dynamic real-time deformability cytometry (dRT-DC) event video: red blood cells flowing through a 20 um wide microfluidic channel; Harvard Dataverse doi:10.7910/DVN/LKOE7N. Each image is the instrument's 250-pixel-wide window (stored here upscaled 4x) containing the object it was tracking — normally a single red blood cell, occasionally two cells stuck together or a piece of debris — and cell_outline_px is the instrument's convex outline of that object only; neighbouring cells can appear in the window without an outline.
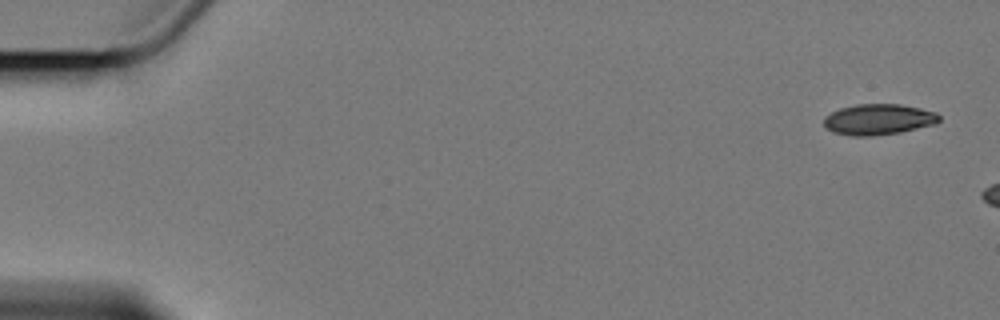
{"species": "Egyptian fruit bat (a non-hibernating species)", "species_latin": "Rousettus aegyptiacus", "temperature_condition": "cold", "stored_images_in_passage": 3, "camera_frame_rate_fps": 3000, "um_per_image_px": 0.085, "animal": {"sex": "female"}, "frame": {"image": 1, "passage_image": 1, "time_ms": 0.0, "image_size_px": [1000, 320], "cell_outline_px": [[940, 120], [936, 124], [900, 132], [868, 136], [852, 136], [832, 132], [824, 124], [824, 116], [840, 108], [856, 104], [900, 104], [920, 108], [936, 112], [940, 116]], "centroid_in_image_um": [74.68, 10.14], "position_along_channel_um": 10.3, "area_um2": 20.69}}